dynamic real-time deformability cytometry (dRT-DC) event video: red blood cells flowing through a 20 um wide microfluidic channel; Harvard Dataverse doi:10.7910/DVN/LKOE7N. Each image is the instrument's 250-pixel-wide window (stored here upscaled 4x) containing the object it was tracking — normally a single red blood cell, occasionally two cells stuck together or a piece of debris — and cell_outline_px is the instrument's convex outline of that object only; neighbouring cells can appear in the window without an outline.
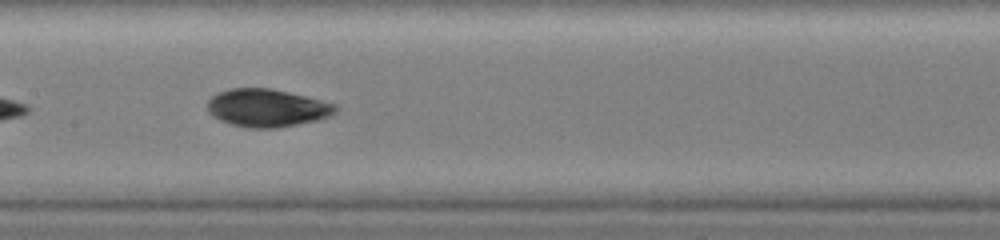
{"species": "common noctule bat (a hibernating species)", "species_latin": "Nyctalus noctula", "temperature_condition": "warm", "stored_images_in_passage": 14, "camera_frame_rate_fps": 3000, "um_per_image_px": 0.085, "animal": {"sex": "female", "body_mass_g": 19.0, "forearm_length_mm": 51.5}, "frame": {"image": 1, "passage_image": 12, "time_ms": 5.0, "image_size_px": [1000, 240], "cell_outline_px": [[336, 112], [328, 116], [316, 120], [276, 128], [248, 128], [232, 124], [220, 120], [212, 116], [208, 108], [208, 100], [212, 96], [228, 88], [272, 88], [336, 104]], "centroid_in_image_um": [22.67, 9.17], "position_along_channel_um": 184.7, "area_um2": 27.92}}
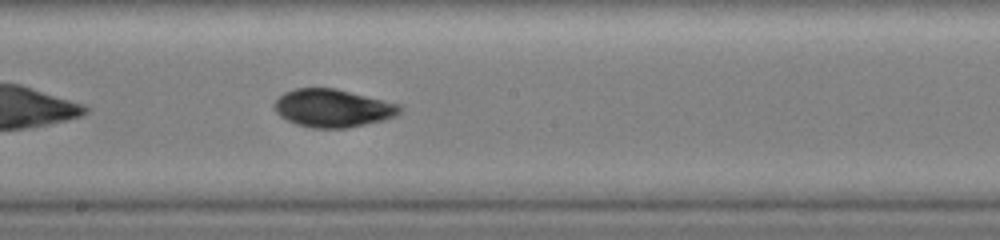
{"frame": {"image": 2, "passage_image": 14, "time_ms": 5.667, "image_size_px": [1000, 240], "cell_outline_px": [[400, 112], [396, 116], [384, 120], [348, 128], [312, 128], [296, 124], [280, 116], [276, 112], [272, 104], [284, 92], [296, 88], [336, 88], [400, 104]], "centroid_in_image_um": [28.27, 9.19], "position_along_channel_um": 219.9, "area_um2": 27.8}}